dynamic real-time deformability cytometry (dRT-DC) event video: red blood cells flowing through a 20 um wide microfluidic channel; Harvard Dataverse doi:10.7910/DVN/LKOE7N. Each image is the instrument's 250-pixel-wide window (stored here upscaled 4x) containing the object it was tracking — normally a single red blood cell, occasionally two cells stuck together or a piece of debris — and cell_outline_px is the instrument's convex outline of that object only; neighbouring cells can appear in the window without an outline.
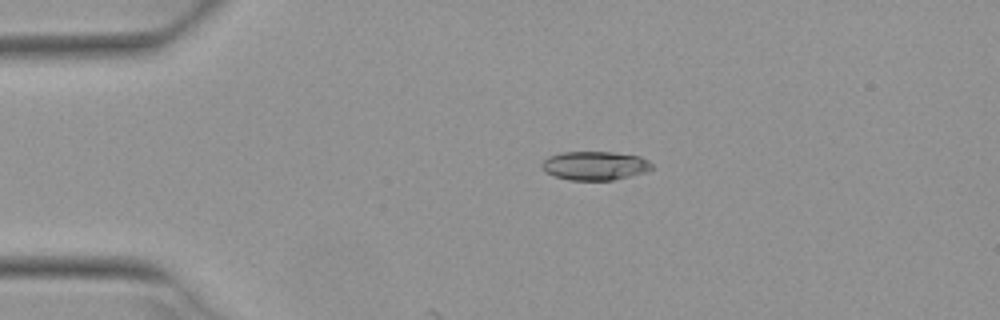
{"species": "Egyptian fruit bat (a non-hibernating species)", "species_latin": "Rousettus aegyptiacus", "temperature_condition": "warm", "stored_images_in_passage": 7, "camera_frame_rate_fps": 3000, "um_per_image_px": 0.085, "animal": {"sex": "female"}, "frame": {"image": 1, "passage_image": 3, "time_ms": 0.667, "image_size_px": [1000, 320], "cell_outline_px": [[652, 168], [648, 172], [612, 180], [568, 180], [552, 176], [540, 164], [548, 156], [564, 152], [612, 152], [640, 156], [648, 160], [652, 164]], "centroid_in_image_um": [50.59, 14.08], "position_along_channel_um": 34.4, "area_um2": 18.5}}
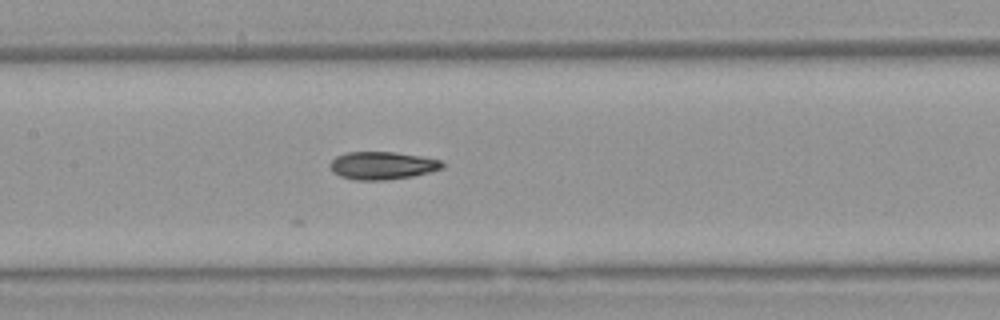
{"frame": {"image": 2, "passage_image": 7, "time_ms": 2.0, "image_size_px": [1000, 320], "cell_outline_px": [[444, 168], [412, 176], [384, 180], [356, 180], [340, 176], [332, 172], [328, 164], [336, 156], [344, 152], [396, 152], [420, 156], [440, 160], [444, 164]], "centroid_in_image_um": [32.45, 14.06], "position_along_channel_um": 174.9, "area_um2": 18.21}}